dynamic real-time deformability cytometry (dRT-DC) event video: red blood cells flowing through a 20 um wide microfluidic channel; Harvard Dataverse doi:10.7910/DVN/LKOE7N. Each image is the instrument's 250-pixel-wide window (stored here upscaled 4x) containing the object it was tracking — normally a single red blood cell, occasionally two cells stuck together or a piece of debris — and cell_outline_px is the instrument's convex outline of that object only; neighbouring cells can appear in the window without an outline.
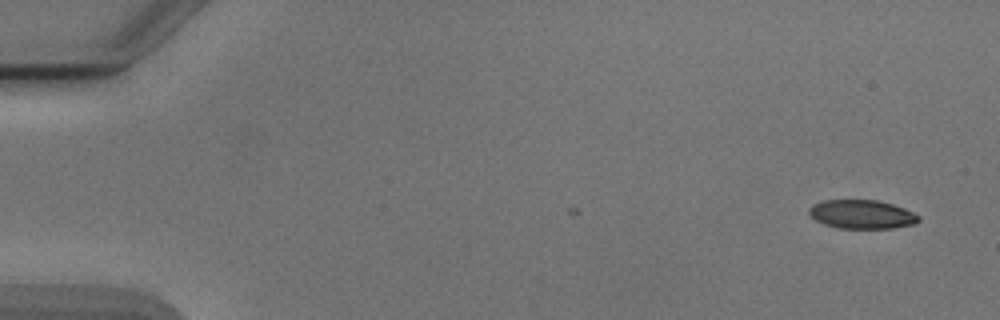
{"species": "Egyptian fruit bat (a non-hibernating species)", "species_latin": "Rousettus aegyptiacus", "temperature_condition": "cold", "stored_images_in_passage": 2, "camera_frame_rate_fps": 3000, "um_per_image_px": 0.085, "animal": {"sex": "male"}, "frame": {"image": 1, "passage_image": 2, "time_ms": 2.0, "image_size_px": [1000, 320], "cell_outline_px": [[920, 220], [916, 224], [892, 228], [840, 228], [824, 224], [816, 220], [808, 212], [808, 208], [812, 204], [824, 200], [876, 200], [892, 204], [904, 208], [920, 216]], "centroid_in_image_um": [73.26, 18.21], "position_along_channel_um": 11.7, "area_um2": 18.38}}